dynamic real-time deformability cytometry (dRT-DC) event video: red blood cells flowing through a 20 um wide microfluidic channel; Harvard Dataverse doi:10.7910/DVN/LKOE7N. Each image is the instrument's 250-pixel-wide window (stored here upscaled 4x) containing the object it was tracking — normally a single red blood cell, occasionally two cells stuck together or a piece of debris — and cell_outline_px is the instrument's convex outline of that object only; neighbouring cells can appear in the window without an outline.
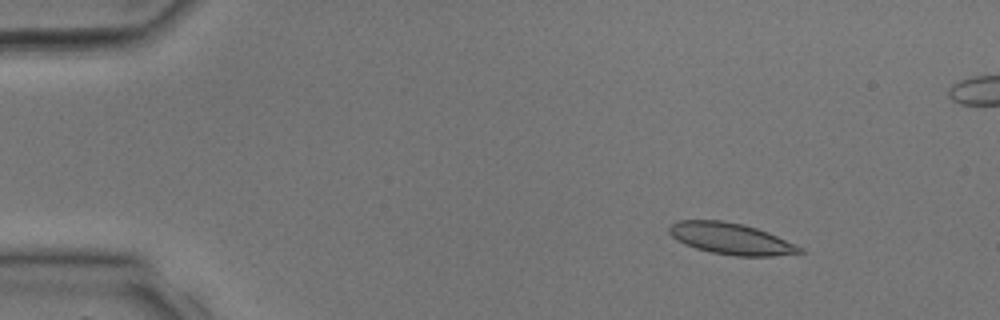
{"species": "common noctule bat (a hibernating species)", "species_latin": "Nyctalus noctula", "temperature_condition": "room temperature", "stored_images_in_passage": 34, "segment_of_instrument_passage": [1, 2], "camera_frame_rate_fps": 3000, "um_per_image_px": 0.085, "animal": {"sex": "male", "body_mass_g": 17.9, "forearm_length_mm": 54.2}, "frame": {"image": 1, "passage_image": 4, "time_ms": 1.0, "image_size_px": [1000, 320], "cell_outline_px": [[804, 252], [772, 256], [736, 256], [712, 252], [696, 248], [684, 244], [676, 240], [668, 232], [668, 228], [676, 220], [720, 220], [744, 224], [768, 232], [796, 244], [804, 248]], "centroid_in_image_um": [62.12, 20.28], "position_along_channel_um": 22.9, "area_um2": 23.93}}
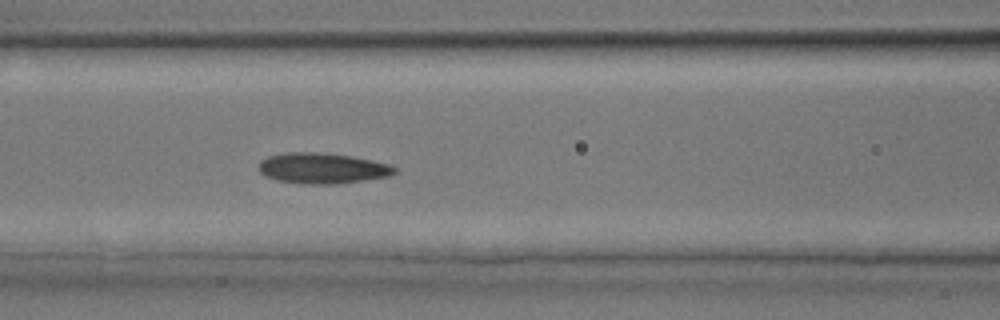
{"frame": {"image": 2, "passage_image": 14, "time_ms": 4.333, "image_size_px": [1000, 320], "cell_outline_px": [[396, 172], [388, 176], [364, 180], [332, 184], [300, 184], [276, 180], [264, 176], [260, 172], [260, 160], [268, 156], [284, 152], [316, 152], [352, 156], [372, 160], [388, 164], [396, 168]], "centroid_in_image_um": [27.36, 14.3], "position_along_channel_um": 139.2, "area_um2": 24.28}}
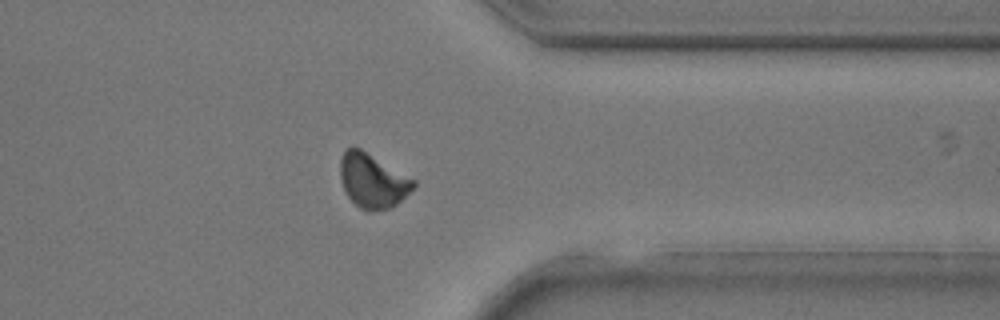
{"frame": {"image": 3, "passage_image": 26, "time_ms": 8.333, "image_size_px": [1000, 320], "cell_outline_px": [[416, 184], [392, 208], [372, 212], [368, 212], [360, 208], [348, 196], [344, 188], [340, 176], [340, 160], [344, 152], [348, 148], [360, 148], [416, 180]], "centroid_in_image_um": [31.67, 15.38], "position_along_channel_um": 379.7, "area_um2": 22.89}}